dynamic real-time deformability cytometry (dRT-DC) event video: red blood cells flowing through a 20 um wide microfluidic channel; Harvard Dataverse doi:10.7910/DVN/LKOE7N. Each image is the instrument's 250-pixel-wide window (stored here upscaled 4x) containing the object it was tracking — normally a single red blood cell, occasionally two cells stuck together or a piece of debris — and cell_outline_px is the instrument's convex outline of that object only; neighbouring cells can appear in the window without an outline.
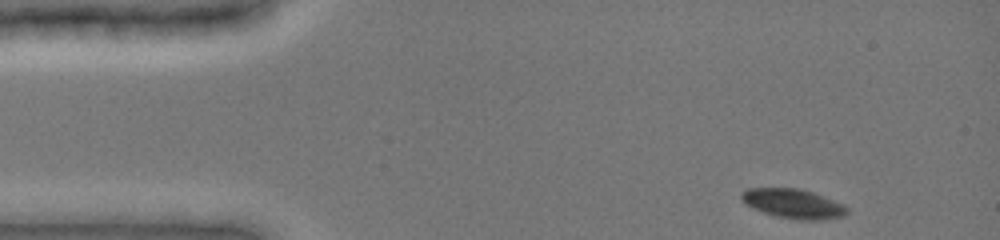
{"species": "common noctule bat (a hibernating species)", "species_latin": "Nyctalus noctula", "temperature_condition": "cold", "stored_images_in_passage": 41, "camera_frame_rate_fps": 3000, "um_per_image_px": 0.085, "animal": {"sex": "female", "body_mass_g": 19.0, "forearm_length_mm": 51.5}, "frame": {"image": 1, "passage_image": 1, "time_ms": 0.0, "image_size_px": [1000, 240], "cell_outline_px": [[848, 212], [844, 216], [820, 220], [800, 220], [776, 216], [752, 208], [740, 200], [740, 192], [748, 188], [800, 188], [824, 196], [844, 204], [848, 208]], "centroid_in_image_um": [67.41, 17.3], "position_along_channel_um": 17.6, "area_um2": 18.26}}
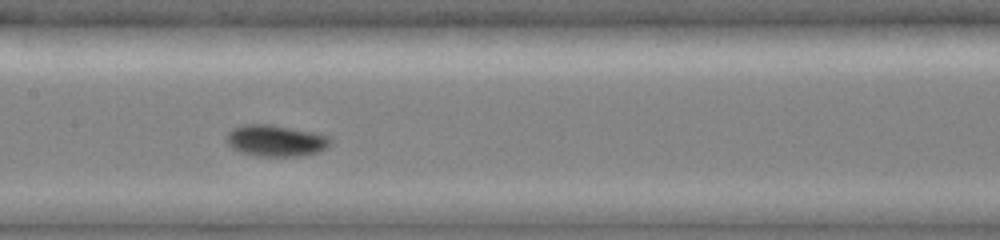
{"frame": {"image": 2, "passage_image": 20, "time_ms": 6.333, "image_size_px": [1000, 240], "cell_outline_px": [[332, 140], [320, 152], [296, 156], [260, 156], [240, 152], [232, 148], [224, 140], [228, 132], [232, 128], [244, 124], [272, 124], [332, 136]], "centroid_in_image_um": [23.41, 11.94], "position_along_channel_um": 184.0, "area_um2": 19.13}}
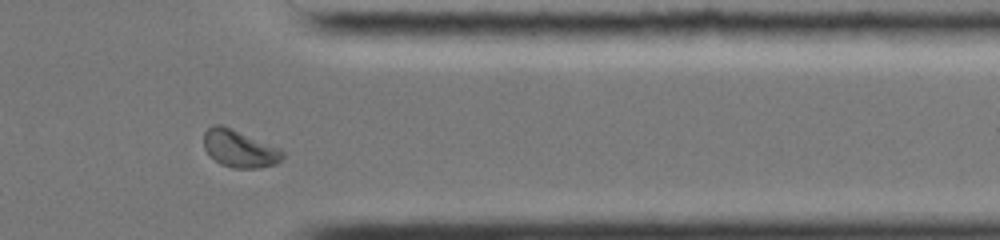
{"frame": {"image": 3, "passage_image": 36, "time_ms": 11.667, "image_size_px": [1000, 240], "cell_outline_px": [[284, 156], [276, 164], [256, 168], [232, 168], [220, 164], [204, 148], [204, 132], [212, 124], [220, 124], [232, 128], [280, 148], [284, 152]], "centroid_in_image_um": [20.36, 12.62], "position_along_channel_um": 391.0, "area_um2": 17.11}, "authors_computed_cell_mechanics": {"area_um2": 17.8602, "velocity_mm_per_s": 3.8879, "shape_relaxation_time_tau1_ms": 1.9113, "shape_relaxation_time_tau2_ms": null, "deformation_change_tau1": 0.0571, "deformation_change_tau2": null}}